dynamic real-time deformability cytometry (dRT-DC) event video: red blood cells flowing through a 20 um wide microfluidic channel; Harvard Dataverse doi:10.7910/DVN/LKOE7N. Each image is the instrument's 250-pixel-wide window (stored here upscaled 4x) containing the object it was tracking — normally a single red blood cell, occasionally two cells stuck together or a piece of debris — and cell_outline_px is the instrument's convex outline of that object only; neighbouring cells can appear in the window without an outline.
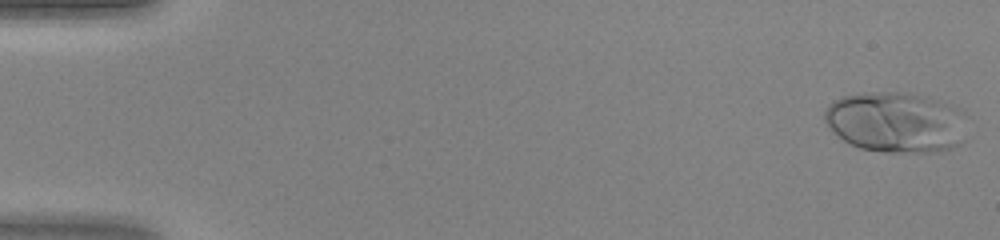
{"species": "human", "species_latin": "Homo sapiens", "temperature_condition": "warm", "stored_images_in_passage": 39, "camera_frame_rate_fps": 3000, "um_per_image_px": 0.085, "donor": {"sex": "female"}, "frame": {"image": 1, "passage_image": 1, "time_ms": 0.0, "image_size_px": [1000, 240], "cell_outline_px": [[964, 140], [960, 144], [952, 148], [936, 152], [884, 152], [860, 148], [848, 144], [824, 120], [824, 112], [828, 104], [832, 100], [844, 96], [864, 92], [896, 92], [924, 96], [936, 100], [956, 108], [964, 112]], "centroid_in_image_um": [76.14, 10.4], "position_along_channel_um": 8.9, "area_um2": 50.23}}
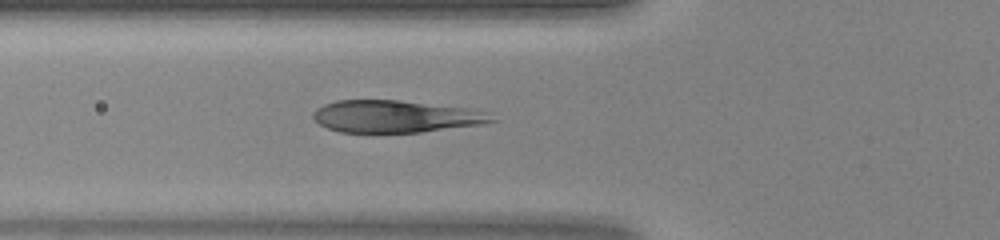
{"frame": {"image": 2, "passage_image": 17, "time_ms": 5.333, "image_size_px": [1000, 240], "cell_outline_px": [[500, 120], [484, 124], [420, 132], [340, 132], [328, 128], [320, 124], [312, 116], [312, 112], [316, 108], [324, 104], [336, 100], [400, 100], [464, 108], [492, 112]], "centroid_in_image_um": [33.68, 9.89], "position_along_channel_um": 92.1, "area_um2": 33.64}}
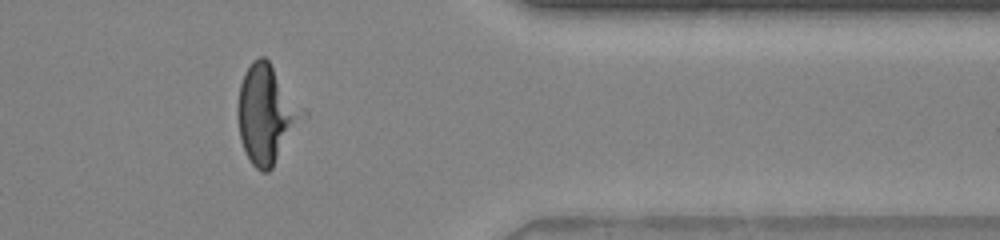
{"frame": {"image": 3, "passage_image": 38, "time_ms": 12.333, "image_size_px": [1000, 240], "cell_outline_px": [[308, 116], [272, 168], [268, 172], [260, 172], [252, 164], [240, 140], [236, 112], [236, 108], [240, 84], [244, 72], [252, 60], [260, 56], [264, 56], [268, 60], [308, 112]], "centroid_in_image_um": [22.68, 9.7], "position_along_channel_um": 388.7, "area_um2": 37.97}}